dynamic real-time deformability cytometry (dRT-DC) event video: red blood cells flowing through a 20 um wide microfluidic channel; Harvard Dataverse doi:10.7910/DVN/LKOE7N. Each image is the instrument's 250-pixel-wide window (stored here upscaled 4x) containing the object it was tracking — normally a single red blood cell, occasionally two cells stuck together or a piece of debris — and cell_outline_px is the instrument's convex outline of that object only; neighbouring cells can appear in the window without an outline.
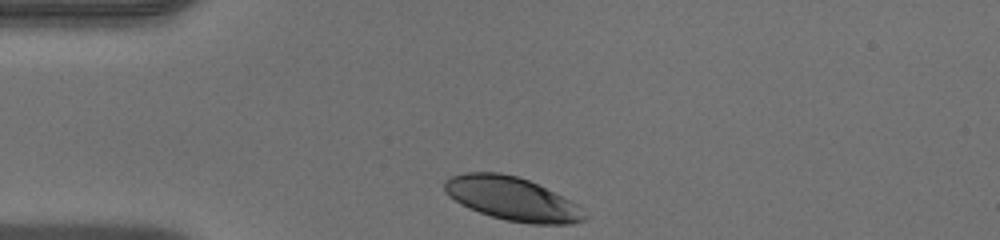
{"species": "human", "species_latin": "Homo sapiens", "temperature_condition": "warm", "stored_images_in_passage": 29, "camera_frame_rate_fps": 3000, "um_per_image_px": 0.085, "donor": {"sex": "male"}, "frame": {"image": 1, "passage_image": 1, "time_ms": 0.0, "image_size_px": [1000, 240], "cell_outline_px": [[588, 216], [584, 220], [572, 224], [532, 224], [508, 220], [492, 216], [468, 208], [460, 204], [444, 188], [444, 180], [452, 176], [468, 172], [500, 172], [516, 176], [528, 180], [576, 204]], "centroid_in_image_um": [43.53, 16.9], "position_along_channel_um": 41.5, "area_um2": 34.8}}
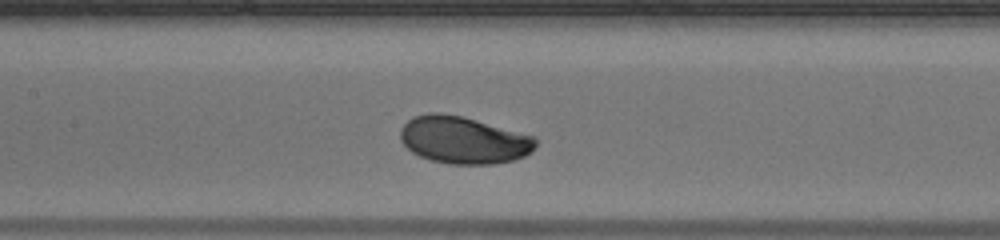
{"frame": {"image": 2, "passage_image": 12, "time_ms": 3.667, "image_size_px": [1000, 240], "cell_outline_px": [[536, 144], [524, 156], [512, 160], [492, 164], [452, 164], [432, 160], [420, 156], [412, 152], [400, 140], [400, 128], [412, 116], [428, 112], [440, 112], [460, 116], [476, 120], [536, 136]], "centroid_in_image_um": [39.36, 11.89], "position_along_channel_um": 168.0, "area_um2": 37.11}}
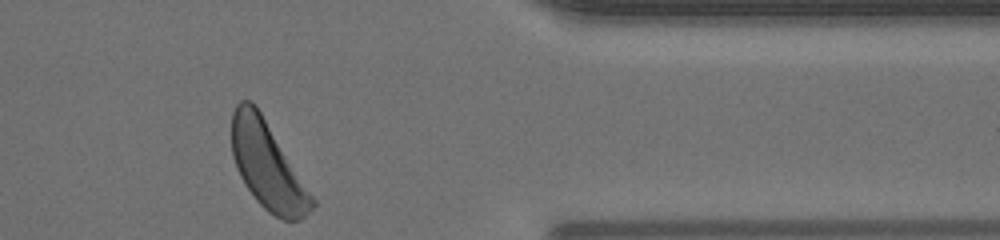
{"frame": {"image": 3, "passage_image": 29, "time_ms": 9.333, "image_size_px": [1000, 240], "cell_outline_px": [[316, 204], [300, 220], [284, 220], [268, 212], [256, 200], [244, 184], [236, 168], [232, 156], [232, 112], [236, 104], [240, 100], [252, 100], [260, 112], [316, 200]], "centroid_in_image_um": [22.72, 14.09], "position_along_channel_um": 388.7, "area_um2": 40.29}}